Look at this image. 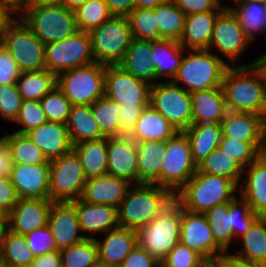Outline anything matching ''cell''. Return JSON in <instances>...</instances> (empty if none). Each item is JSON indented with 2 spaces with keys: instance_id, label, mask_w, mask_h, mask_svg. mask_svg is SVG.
I'll list each match as a JSON object with an SVG mask.
<instances>
[{
  "instance_id": "cell-26",
  "label": "cell",
  "mask_w": 266,
  "mask_h": 267,
  "mask_svg": "<svg viewBox=\"0 0 266 267\" xmlns=\"http://www.w3.org/2000/svg\"><path fill=\"white\" fill-rule=\"evenodd\" d=\"M102 240L94 239L98 248V261L106 265L119 266L137 245V232L118 227L103 234Z\"/></svg>"
},
{
  "instance_id": "cell-68",
  "label": "cell",
  "mask_w": 266,
  "mask_h": 267,
  "mask_svg": "<svg viewBox=\"0 0 266 267\" xmlns=\"http://www.w3.org/2000/svg\"><path fill=\"white\" fill-rule=\"evenodd\" d=\"M27 6L59 5V0H26Z\"/></svg>"
},
{
  "instance_id": "cell-27",
  "label": "cell",
  "mask_w": 266,
  "mask_h": 267,
  "mask_svg": "<svg viewBox=\"0 0 266 267\" xmlns=\"http://www.w3.org/2000/svg\"><path fill=\"white\" fill-rule=\"evenodd\" d=\"M192 124L221 123L227 113L222 87L190 93Z\"/></svg>"
},
{
  "instance_id": "cell-31",
  "label": "cell",
  "mask_w": 266,
  "mask_h": 267,
  "mask_svg": "<svg viewBox=\"0 0 266 267\" xmlns=\"http://www.w3.org/2000/svg\"><path fill=\"white\" fill-rule=\"evenodd\" d=\"M177 132L166 118L148 105L139 116L129 137L135 142L168 141Z\"/></svg>"
},
{
  "instance_id": "cell-69",
  "label": "cell",
  "mask_w": 266,
  "mask_h": 267,
  "mask_svg": "<svg viewBox=\"0 0 266 267\" xmlns=\"http://www.w3.org/2000/svg\"><path fill=\"white\" fill-rule=\"evenodd\" d=\"M262 68L264 69L266 73V52L263 53L261 56H259V62H258Z\"/></svg>"
},
{
  "instance_id": "cell-74",
  "label": "cell",
  "mask_w": 266,
  "mask_h": 267,
  "mask_svg": "<svg viewBox=\"0 0 266 267\" xmlns=\"http://www.w3.org/2000/svg\"><path fill=\"white\" fill-rule=\"evenodd\" d=\"M263 154L266 156V140H265V146H264Z\"/></svg>"
},
{
  "instance_id": "cell-6",
  "label": "cell",
  "mask_w": 266,
  "mask_h": 267,
  "mask_svg": "<svg viewBox=\"0 0 266 267\" xmlns=\"http://www.w3.org/2000/svg\"><path fill=\"white\" fill-rule=\"evenodd\" d=\"M20 18L45 45L63 40L79 30L75 12L60 4L27 6Z\"/></svg>"
},
{
  "instance_id": "cell-37",
  "label": "cell",
  "mask_w": 266,
  "mask_h": 267,
  "mask_svg": "<svg viewBox=\"0 0 266 267\" xmlns=\"http://www.w3.org/2000/svg\"><path fill=\"white\" fill-rule=\"evenodd\" d=\"M34 258L25 236L3 226L0 232V259L8 267H20L31 265Z\"/></svg>"
},
{
  "instance_id": "cell-72",
  "label": "cell",
  "mask_w": 266,
  "mask_h": 267,
  "mask_svg": "<svg viewBox=\"0 0 266 267\" xmlns=\"http://www.w3.org/2000/svg\"><path fill=\"white\" fill-rule=\"evenodd\" d=\"M3 226H4V220L3 218L0 217V232Z\"/></svg>"
},
{
  "instance_id": "cell-55",
  "label": "cell",
  "mask_w": 266,
  "mask_h": 267,
  "mask_svg": "<svg viewBox=\"0 0 266 267\" xmlns=\"http://www.w3.org/2000/svg\"><path fill=\"white\" fill-rule=\"evenodd\" d=\"M21 71L9 51L0 44V86L16 84Z\"/></svg>"
},
{
  "instance_id": "cell-11",
  "label": "cell",
  "mask_w": 266,
  "mask_h": 267,
  "mask_svg": "<svg viewBox=\"0 0 266 267\" xmlns=\"http://www.w3.org/2000/svg\"><path fill=\"white\" fill-rule=\"evenodd\" d=\"M87 178L77 154L71 149L49 161V194L53 202H72L82 197Z\"/></svg>"
},
{
  "instance_id": "cell-10",
  "label": "cell",
  "mask_w": 266,
  "mask_h": 267,
  "mask_svg": "<svg viewBox=\"0 0 266 267\" xmlns=\"http://www.w3.org/2000/svg\"><path fill=\"white\" fill-rule=\"evenodd\" d=\"M162 157L160 187L175 195L197 171L191 146L184 132H177L167 141V149Z\"/></svg>"
},
{
  "instance_id": "cell-25",
  "label": "cell",
  "mask_w": 266,
  "mask_h": 267,
  "mask_svg": "<svg viewBox=\"0 0 266 267\" xmlns=\"http://www.w3.org/2000/svg\"><path fill=\"white\" fill-rule=\"evenodd\" d=\"M131 186L124 179L105 174L87 179L81 199L90 204H106L118 208Z\"/></svg>"
},
{
  "instance_id": "cell-57",
  "label": "cell",
  "mask_w": 266,
  "mask_h": 267,
  "mask_svg": "<svg viewBox=\"0 0 266 267\" xmlns=\"http://www.w3.org/2000/svg\"><path fill=\"white\" fill-rule=\"evenodd\" d=\"M19 197L10 177L0 176V217L5 218L18 202Z\"/></svg>"
},
{
  "instance_id": "cell-3",
  "label": "cell",
  "mask_w": 266,
  "mask_h": 267,
  "mask_svg": "<svg viewBox=\"0 0 266 267\" xmlns=\"http://www.w3.org/2000/svg\"><path fill=\"white\" fill-rule=\"evenodd\" d=\"M238 192L232 180L196 171L175 194V200L185 210L203 214L218 204L232 201Z\"/></svg>"
},
{
  "instance_id": "cell-52",
  "label": "cell",
  "mask_w": 266,
  "mask_h": 267,
  "mask_svg": "<svg viewBox=\"0 0 266 267\" xmlns=\"http://www.w3.org/2000/svg\"><path fill=\"white\" fill-rule=\"evenodd\" d=\"M206 263L207 261L200 254L179 242L160 265L161 267H202Z\"/></svg>"
},
{
  "instance_id": "cell-14",
  "label": "cell",
  "mask_w": 266,
  "mask_h": 267,
  "mask_svg": "<svg viewBox=\"0 0 266 267\" xmlns=\"http://www.w3.org/2000/svg\"><path fill=\"white\" fill-rule=\"evenodd\" d=\"M251 44L252 42L244 34L237 17L226 7L215 21L208 50L214 52L217 49L218 54L220 52V55L217 54V56L221 59L224 56L229 61L227 64L230 63L229 66H234Z\"/></svg>"
},
{
  "instance_id": "cell-33",
  "label": "cell",
  "mask_w": 266,
  "mask_h": 267,
  "mask_svg": "<svg viewBox=\"0 0 266 267\" xmlns=\"http://www.w3.org/2000/svg\"><path fill=\"white\" fill-rule=\"evenodd\" d=\"M233 2H236L234 7H227L237 17L244 34L252 43L260 33L266 34V0H233Z\"/></svg>"
},
{
  "instance_id": "cell-20",
  "label": "cell",
  "mask_w": 266,
  "mask_h": 267,
  "mask_svg": "<svg viewBox=\"0 0 266 267\" xmlns=\"http://www.w3.org/2000/svg\"><path fill=\"white\" fill-rule=\"evenodd\" d=\"M75 208L82 235L86 239H95L119 226L118 209L106 204H90L81 198L71 202ZM87 233V235L83 233ZM99 233V234H98ZM95 235V236H94Z\"/></svg>"
},
{
  "instance_id": "cell-53",
  "label": "cell",
  "mask_w": 266,
  "mask_h": 267,
  "mask_svg": "<svg viewBox=\"0 0 266 267\" xmlns=\"http://www.w3.org/2000/svg\"><path fill=\"white\" fill-rule=\"evenodd\" d=\"M22 101L16 84L0 86V118L14 122L19 114Z\"/></svg>"
},
{
  "instance_id": "cell-13",
  "label": "cell",
  "mask_w": 266,
  "mask_h": 267,
  "mask_svg": "<svg viewBox=\"0 0 266 267\" xmlns=\"http://www.w3.org/2000/svg\"><path fill=\"white\" fill-rule=\"evenodd\" d=\"M93 62L89 32L78 30L63 40L45 45V68L56 75Z\"/></svg>"
},
{
  "instance_id": "cell-44",
  "label": "cell",
  "mask_w": 266,
  "mask_h": 267,
  "mask_svg": "<svg viewBox=\"0 0 266 267\" xmlns=\"http://www.w3.org/2000/svg\"><path fill=\"white\" fill-rule=\"evenodd\" d=\"M93 117L105 137L120 136V105L106 95L92 105Z\"/></svg>"
},
{
  "instance_id": "cell-54",
  "label": "cell",
  "mask_w": 266,
  "mask_h": 267,
  "mask_svg": "<svg viewBox=\"0 0 266 267\" xmlns=\"http://www.w3.org/2000/svg\"><path fill=\"white\" fill-rule=\"evenodd\" d=\"M24 236L27 245L35 256L57 250L53 234L48 225L35 229Z\"/></svg>"
},
{
  "instance_id": "cell-18",
  "label": "cell",
  "mask_w": 266,
  "mask_h": 267,
  "mask_svg": "<svg viewBox=\"0 0 266 267\" xmlns=\"http://www.w3.org/2000/svg\"><path fill=\"white\" fill-rule=\"evenodd\" d=\"M107 174L138 184L137 147L129 136L108 137Z\"/></svg>"
},
{
  "instance_id": "cell-2",
  "label": "cell",
  "mask_w": 266,
  "mask_h": 267,
  "mask_svg": "<svg viewBox=\"0 0 266 267\" xmlns=\"http://www.w3.org/2000/svg\"><path fill=\"white\" fill-rule=\"evenodd\" d=\"M175 195L156 184H134L118 206V221L122 228L138 230L150 223Z\"/></svg>"
},
{
  "instance_id": "cell-66",
  "label": "cell",
  "mask_w": 266,
  "mask_h": 267,
  "mask_svg": "<svg viewBox=\"0 0 266 267\" xmlns=\"http://www.w3.org/2000/svg\"><path fill=\"white\" fill-rule=\"evenodd\" d=\"M171 2L173 0H136L135 8H155L159 4Z\"/></svg>"
},
{
  "instance_id": "cell-62",
  "label": "cell",
  "mask_w": 266,
  "mask_h": 267,
  "mask_svg": "<svg viewBox=\"0 0 266 267\" xmlns=\"http://www.w3.org/2000/svg\"><path fill=\"white\" fill-rule=\"evenodd\" d=\"M110 12L115 16H128L135 8L136 0H105Z\"/></svg>"
},
{
  "instance_id": "cell-22",
  "label": "cell",
  "mask_w": 266,
  "mask_h": 267,
  "mask_svg": "<svg viewBox=\"0 0 266 267\" xmlns=\"http://www.w3.org/2000/svg\"><path fill=\"white\" fill-rule=\"evenodd\" d=\"M222 137L246 142H265L266 118L251 112L227 111L221 121Z\"/></svg>"
},
{
  "instance_id": "cell-64",
  "label": "cell",
  "mask_w": 266,
  "mask_h": 267,
  "mask_svg": "<svg viewBox=\"0 0 266 267\" xmlns=\"http://www.w3.org/2000/svg\"><path fill=\"white\" fill-rule=\"evenodd\" d=\"M11 158L8 147L0 137V176L9 177L11 170Z\"/></svg>"
},
{
  "instance_id": "cell-17",
  "label": "cell",
  "mask_w": 266,
  "mask_h": 267,
  "mask_svg": "<svg viewBox=\"0 0 266 267\" xmlns=\"http://www.w3.org/2000/svg\"><path fill=\"white\" fill-rule=\"evenodd\" d=\"M52 203L50 199L19 198L11 212L3 219L4 226L20 235L46 226Z\"/></svg>"
},
{
  "instance_id": "cell-73",
  "label": "cell",
  "mask_w": 266,
  "mask_h": 267,
  "mask_svg": "<svg viewBox=\"0 0 266 267\" xmlns=\"http://www.w3.org/2000/svg\"><path fill=\"white\" fill-rule=\"evenodd\" d=\"M0 267H8V266L0 259Z\"/></svg>"
},
{
  "instance_id": "cell-36",
  "label": "cell",
  "mask_w": 266,
  "mask_h": 267,
  "mask_svg": "<svg viewBox=\"0 0 266 267\" xmlns=\"http://www.w3.org/2000/svg\"><path fill=\"white\" fill-rule=\"evenodd\" d=\"M107 146L108 137L72 146L87 179L107 174Z\"/></svg>"
},
{
  "instance_id": "cell-70",
  "label": "cell",
  "mask_w": 266,
  "mask_h": 267,
  "mask_svg": "<svg viewBox=\"0 0 266 267\" xmlns=\"http://www.w3.org/2000/svg\"><path fill=\"white\" fill-rule=\"evenodd\" d=\"M202 267H217V265L215 264V262H207Z\"/></svg>"
},
{
  "instance_id": "cell-63",
  "label": "cell",
  "mask_w": 266,
  "mask_h": 267,
  "mask_svg": "<svg viewBox=\"0 0 266 267\" xmlns=\"http://www.w3.org/2000/svg\"><path fill=\"white\" fill-rule=\"evenodd\" d=\"M0 7L12 17L20 18L27 7L26 0H0Z\"/></svg>"
},
{
  "instance_id": "cell-35",
  "label": "cell",
  "mask_w": 266,
  "mask_h": 267,
  "mask_svg": "<svg viewBox=\"0 0 266 267\" xmlns=\"http://www.w3.org/2000/svg\"><path fill=\"white\" fill-rule=\"evenodd\" d=\"M183 132L189 140L193 160L198 165L218 148L222 137V126L221 123L192 124Z\"/></svg>"
},
{
  "instance_id": "cell-49",
  "label": "cell",
  "mask_w": 266,
  "mask_h": 267,
  "mask_svg": "<svg viewBox=\"0 0 266 267\" xmlns=\"http://www.w3.org/2000/svg\"><path fill=\"white\" fill-rule=\"evenodd\" d=\"M228 212L231 214V230L234 239L242 237L259 217L258 214L252 211L249 204L238 195L228 202Z\"/></svg>"
},
{
  "instance_id": "cell-8",
  "label": "cell",
  "mask_w": 266,
  "mask_h": 267,
  "mask_svg": "<svg viewBox=\"0 0 266 267\" xmlns=\"http://www.w3.org/2000/svg\"><path fill=\"white\" fill-rule=\"evenodd\" d=\"M89 35L95 62L106 66L118 65L133 39L127 16L113 15Z\"/></svg>"
},
{
  "instance_id": "cell-46",
  "label": "cell",
  "mask_w": 266,
  "mask_h": 267,
  "mask_svg": "<svg viewBox=\"0 0 266 267\" xmlns=\"http://www.w3.org/2000/svg\"><path fill=\"white\" fill-rule=\"evenodd\" d=\"M59 252L62 267H95L99 263L98 248L94 239H85Z\"/></svg>"
},
{
  "instance_id": "cell-15",
  "label": "cell",
  "mask_w": 266,
  "mask_h": 267,
  "mask_svg": "<svg viewBox=\"0 0 266 267\" xmlns=\"http://www.w3.org/2000/svg\"><path fill=\"white\" fill-rule=\"evenodd\" d=\"M105 95L124 106H148L150 85L124 71L118 65H107Z\"/></svg>"
},
{
  "instance_id": "cell-21",
  "label": "cell",
  "mask_w": 266,
  "mask_h": 267,
  "mask_svg": "<svg viewBox=\"0 0 266 267\" xmlns=\"http://www.w3.org/2000/svg\"><path fill=\"white\" fill-rule=\"evenodd\" d=\"M9 177L19 198L50 199L49 164H12Z\"/></svg>"
},
{
  "instance_id": "cell-1",
  "label": "cell",
  "mask_w": 266,
  "mask_h": 267,
  "mask_svg": "<svg viewBox=\"0 0 266 267\" xmlns=\"http://www.w3.org/2000/svg\"><path fill=\"white\" fill-rule=\"evenodd\" d=\"M258 62L259 57L225 71L222 89L228 111L251 112L266 118V73Z\"/></svg>"
},
{
  "instance_id": "cell-4",
  "label": "cell",
  "mask_w": 266,
  "mask_h": 267,
  "mask_svg": "<svg viewBox=\"0 0 266 267\" xmlns=\"http://www.w3.org/2000/svg\"><path fill=\"white\" fill-rule=\"evenodd\" d=\"M228 67L224 59L208 49L186 50L172 82L189 93L222 87Z\"/></svg>"
},
{
  "instance_id": "cell-32",
  "label": "cell",
  "mask_w": 266,
  "mask_h": 267,
  "mask_svg": "<svg viewBox=\"0 0 266 267\" xmlns=\"http://www.w3.org/2000/svg\"><path fill=\"white\" fill-rule=\"evenodd\" d=\"M185 51L176 40L162 39L152 42L151 61L155 66V83L163 81L165 76L170 77L169 81L174 79Z\"/></svg>"
},
{
  "instance_id": "cell-65",
  "label": "cell",
  "mask_w": 266,
  "mask_h": 267,
  "mask_svg": "<svg viewBox=\"0 0 266 267\" xmlns=\"http://www.w3.org/2000/svg\"><path fill=\"white\" fill-rule=\"evenodd\" d=\"M12 17L8 12L0 7V44L5 32L7 25L13 20Z\"/></svg>"
},
{
  "instance_id": "cell-34",
  "label": "cell",
  "mask_w": 266,
  "mask_h": 267,
  "mask_svg": "<svg viewBox=\"0 0 266 267\" xmlns=\"http://www.w3.org/2000/svg\"><path fill=\"white\" fill-rule=\"evenodd\" d=\"M66 127L72 146L105 137L93 117L91 105H72Z\"/></svg>"
},
{
  "instance_id": "cell-71",
  "label": "cell",
  "mask_w": 266,
  "mask_h": 267,
  "mask_svg": "<svg viewBox=\"0 0 266 267\" xmlns=\"http://www.w3.org/2000/svg\"><path fill=\"white\" fill-rule=\"evenodd\" d=\"M95 267H118V266L106 265V264L98 263Z\"/></svg>"
},
{
  "instance_id": "cell-56",
  "label": "cell",
  "mask_w": 266,
  "mask_h": 267,
  "mask_svg": "<svg viewBox=\"0 0 266 267\" xmlns=\"http://www.w3.org/2000/svg\"><path fill=\"white\" fill-rule=\"evenodd\" d=\"M173 1L185 15L193 13H203L207 11H223L227 7L224 6L222 0H173Z\"/></svg>"
},
{
  "instance_id": "cell-41",
  "label": "cell",
  "mask_w": 266,
  "mask_h": 267,
  "mask_svg": "<svg viewBox=\"0 0 266 267\" xmlns=\"http://www.w3.org/2000/svg\"><path fill=\"white\" fill-rule=\"evenodd\" d=\"M197 171L228 178L238 187L241 184V178L244 177V168L219 148L213 150L197 165Z\"/></svg>"
},
{
  "instance_id": "cell-60",
  "label": "cell",
  "mask_w": 266,
  "mask_h": 267,
  "mask_svg": "<svg viewBox=\"0 0 266 267\" xmlns=\"http://www.w3.org/2000/svg\"><path fill=\"white\" fill-rule=\"evenodd\" d=\"M214 262L217 267H266L260 263L241 259L231 252H222Z\"/></svg>"
},
{
  "instance_id": "cell-48",
  "label": "cell",
  "mask_w": 266,
  "mask_h": 267,
  "mask_svg": "<svg viewBox=\"0 0 266 267\" xmlns=\"http://www.w3.org/2000/svg\"><path fill=\"white\" fill-rule=\"evenodd\" d=\"M264 146L265 142H246L230 137H221L218 148L245 168L263 154Z\"/></svg>"
},
{
  "instance_id": "cell-50",
  "label": "cell",
  "mask_w": 266,
  "mask_h": 267,
  "mask_svg": "<svg viewBox=\"0 0 266 267\" xmlns=\"http://www.w3.org/2000/svg\"><path fill=\"white\" fill-rule=\"evenodd\" d=\"M40 102L48 121L66 124L72 104L57 86L47 93Z\"/></svg>"
},
{
  "instance_id": "cell-40",
  "label": "cell",
  "mask_w": 266,
  "mask_h": 267,
  "mask_svg": "<svg viewBox=\"0 0 266 267\" xmlns=\"http://www.w3.org/2000/svg\"><path fill=\"white\" fill-rule=\"evenodd\" d=\"M10 152L11 164H49L39 149L25 134L10 133L1 136Z\"/></svg>"
},
{
  "instance_id": "cell-23",
  "label": "cell",
  "mask_w": 266,
  "mask_h": 267,
  "mask_svg": "<svg viewBox=\"0 0 266 267\" xmlns=\"http://www.w3.org/2000/svg\"><path fill=\"white\" fill-rule=\"evenodd\" d=\"M238 187L241 196L259 216L266 215V156L261 154L253 163L244 168Z\"/></svg>"
},
{
  "instance_id": "cell-39",
  "label": "cell",
  "mask_w": 266,
  "mask_h": 267,
  "mask_svg": "<svg viewBox=\"0 0 266 267\" xmlns=\"http://www.w3.org/2000/svg\"><path fill=\"white\" fill-rule=\"evenodd\" d=\"M16 86L23 100L40 101L57 86V75L46 69L21 72Z\"/></svg>"
},
{
  "instance_id": "cell-16",
  "label": "cell",
  "mask_w": 266,
  "mask_h": 267,
  "mask_svg": "<svg viewBox=\"0 0 266 267\" xmlns=\"http://www.w3.org/2000/svg\"><path fill=\"white\" fill-rule=\"evenodd\" d=\"M180 242L200 254L207 262L225 252L216 242L209 223L202 213H193L181 206Z\"/></svg>"
},
{
  "instance_id": "cell-47",
  "label": "cell",
  "mask_w": 266,
  "mask_h": 267,
  "mask_svg": "<svg viewBox=\"0 0 266 267\" xmlns=\"http://www.w3.org/2000/svg\"><path fill=\"white\" fill-rule=\"evenodd\" d=\"M74 12L78 29L84 32L98 28L113 16L105 0H88L76 8Z\"/></svg>"
},
{
  "instance_id": "cell-43",
  "label": "cell",
  "mask_w": 266,
  "mask_h": 267,
  "mask_svg": "<svg viewBox=\"0 0 266 267\" xmlns=\"http://www.w3.org/2000/svg\"><path fill=\"white\" fill-rule=\"evenodd\" d=\"M154 13L162 38L179 41L183 34L186 15L174 1L159 4L154 8Z\"/></svg>"
},
{
  "instance_id": "cell-29",
  "label": "cell",
  "mask_w": 266,
  "mask_h": 267,
  "mask_svg": "<svg viewBox=\"0 0 266 267\" xmlns=\"http://www.w3.org/2000/svg\"><path fill=\"white\" fill-rule=\"evenodd\" d=\"M152 42L132 39L130 46L118 64L124 71L149 85L155 84V66L151 61Z\"/></svg>"
},
{
  "instance_id": "cell-61",
  "label": "cell",
  "mask_w": 266,
  "mask_h": 267,
  "mask_svg": "<svg viewBox=\"0 0 266 267\" xmlns=\"http://www.w3.org/2000/svg\"><path fill=\"white\" fill-rule=\"evenodd\" d=\"M31 267H62L61 255L59 250L35 256Z\"/></svg>"
},
{
  "instance_id": "cell-45",
  "label": "cell",
  "mask_w": 266,
  "mask_h": 267,
  "mask_svg": "<svg viewBox=\"0 0 266 267\" xmlns=\"http://www.w3.org/2000/svg\"><path fill=\"white\" fill-rule=\"evenodd\" d=\"M133 39L150 42L161 41L154 8H134L127 16Z\"/></svg>"
},
{
  "instance_id": "cell-19",
  "label": "cell",
  "mask_w": 266,
  "mask_h": 267,
  "mask_svg": "<svg viewBox=\"0 0 266 267\" xmlns=\"http://www.w3.org/2000/svg\"><path fill=\"white\" fill-rule=\"evenodd\" d=\"M57 250L68 248L84 241L76 208L71 202H53L50 207L48 224Z\"/></svg>"
},
{
  "instance_id": "cell-12",
  "label": "cell",
  "mask_w": 266,
  "mask_h": 267,
  "mask_svg": "<svg viewBox=\"0 0 266 267\" xmlns=\"http://www.w3.org/2000/svg\"><path fill=\"white\" fill-rule=\"evenodd\" d=\"M149 105L166 118L178 132L192 125L190 93L172 81L150 85Z\"/></svg>"
},
{
  "instance_id": "cell-51",
  "label": "cell",
  "mask_w": 266,
  "mask_h": 267,
  "mask_svg": "<svg viewBox=\"0 0 266 267\" xmlns=\"http://www.w3.org/2000/svg\"><path fill=\"white\" fill-rule=\"evenodd\" d=\"M47 121L48 119L43 111L40 101L23 100L19 114L13 122L14 124L16 123L21 126V128L18 130L16 129L14 132L25 134Z\"/></svg>"
},
{
  "instance_id": "cell-67",
  "label": "cell",
  "mask_w": 266,
  "mask_h": 267,
  "mask_svg": "<svg viewBox=\"0 0 266 267\" xmlns=\"http://www.w3.org/2000/svg\"><path fill=\"white\" fill-rule=\"evenodd\" d=\"M86 1L88 0H59V4L74 11L80 5H83Z\"/></svg>"
},
{
  "instance_id": "cell-28",
  "label": "cell",
  "mask_w": 266,
  "mask_h": 267,
  "mask_svg": "<svg viewBox=\"0 0 266 267\" xmlns=\"http://www.w3.org/2000/svg\"><path fill=\"white\" fill-rule=\"evenodd\" d=\"M222 11L186 15L183 34L178 41L185 50L208 49L215 21Z\"/></svg>"
},
{
  "instance_id": "cell-9",
  "label": "cell",
  "mask_w": 266,
  "mask_h": 267,
  "mask_svg": "<svg viewBox=\"0 0 266 267\" xmlns=\"http://www.w3.org/2000/svg\"><path fill=\"white\" fill-rule=\"evenodd\" d=\"M1 44L9 51L21 72L45 70V44L21 18L7 25Z\"/></svg>"
},
{
  "instance_id": "cell-7",
  "label": "cell",
  "mask_w": 266,
  "mask_h": 267,
  "mask_svg": "<svg viewBox=\"0 0 266 267\" xmlns=\"http://www.w3.org/2000/svg\"><path fill=\"white\" fill-rule=\"evenodd\" d=\"M106 65L93 62L57 75V87L72 105H92L105 95Z\"/></svg>"
},
{
  "instance_id": "cell-30",
  "label": "cell",
  "mask_w": 266,
  "mask_h": 267,
  "mask_svg": "<svg viewBox=\"0 0 266 267\" xmlns=\"http://www.w3.org/2000/svg\"><path fill=\"white\" fill-rule=\"evenodd\" d=\"M138 184L160 186V169L167 141L136 142Z\"/></svg>"
},
{
  "instance_id": "cell-24",
  "label": "cell",
  "mask_w": 266,
  "mask_h": 267,
  "mask_svg": "<svg viewBox=\"0 0 266 267\" xmlns=\"http://www.w3.org/2000/svg\"><path fill=\"white\" fill-rule=\"evenodd\" d=\"M48 161L63 156L72 149L66 124L47 121L25 133Z\"/></svg>"
},
{
  "instance_id": "cell-42",
  "label": "cell",
  "mask_w": 266,
  "mask_h": 267,
  "mask_svg": "<svg viewBox=\"0 0 266 267\" xmlns=\"http://www.w3.org/2000/svg\"><path fill=\"white\" fill-rule=\"evenodd\" d=\"M209 223L215 242L225 251L230 252L234 239L231 230V214L228 212V202L218 204L203 213Z\"/></svg>"
},
{
  "instance_id": "cell-59",
  "label": "cell",
  "mask_w": 266,
  "mask_h": 267,
  "mask_svg": "<svg viewBox=\"0 0 266 267\" xmlns=\"http://www.w3.org/2000/svg\"><path fill=\"white\" fill-rule=\"evenodd\" d=\"M147 106L120 105V136H130L142 111Z\"/></svg>"
},
{
  "instance_id": "cell-5",
  "label": "cell",
  "mask_w": 266,
  "mask_h": 267,
  "mask_svg": "<svg viewBox=\"0 0 266 267\" xmlns=\"http://www.w3.org/2000/svg\"><path fill=\"white\" fill-rule=\"evenodd\" d=\"M181 205L174 200L146 226L138 229L137 244L160 263L180 242Z\"/></svg>"
},
{
  "instance_id": "cell-58",
  "label": "cell",
  "mask_w": 266,
  "mask_h": 267,
  "mask_svg": "<svg viewBox=\"0 0 266 267\" xmlns=\"http://www.w3.org/2000/svg\"><path fill=\"white\" fill-rule=\"evenodd\" d=\"M118 267H161V265L150 253L137 244Z\"/></svg>"
},
{
  "instance_id": "cell-38",
  "label": "cell",
  "mask_w": 266,
  "mask_h": 267,
  "mask_svg": "<svg viewBox=\"0 0 266 267\" xmlns=\"http://www.w3.org/2000/svg\"><path fill=\"white\" fill-rule=\"evenodd\" d=\"M240 240L242 241L241 250L238 249L233 253L235 256L266 265V218L264 216H259L238 241Z\"/></svg>"
}]
</instances>
